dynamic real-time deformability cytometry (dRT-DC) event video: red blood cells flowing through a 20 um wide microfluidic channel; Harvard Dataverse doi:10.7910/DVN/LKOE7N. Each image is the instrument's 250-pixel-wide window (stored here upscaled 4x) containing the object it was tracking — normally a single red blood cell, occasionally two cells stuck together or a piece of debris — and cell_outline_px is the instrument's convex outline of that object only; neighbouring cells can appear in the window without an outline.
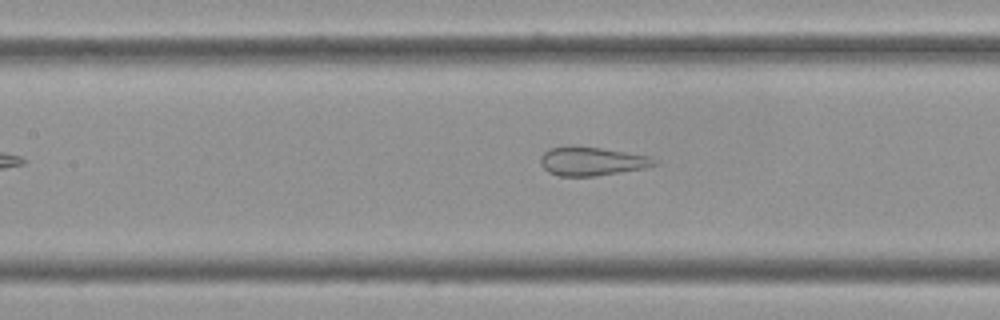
{"species": "Egyptian fruit bat (a non-hibernating species)", "species_latin": "Rousettus aegyptiacus", "temperature_condition": "cold", "stored_images_in_passage": 48, "camera_frame_rate_fps": 3000, "um_per_image_px": 0.085, "frame": {"image": 1, "passage_image": 15, "time_ms": 4.667, "image_size_px": [1000, 320], "cell_outline_px": [[656, 164], [644, 168], [596, 176], [560, 176], [548, 172], [540, 164], [540, 156], [544, 152], [552, 148], [600, 148], [648, 156]], "centroid_in_image_um": [50.26, 13.74], "position_along_channel_um": 157.1, "area_um2": 18.21}}
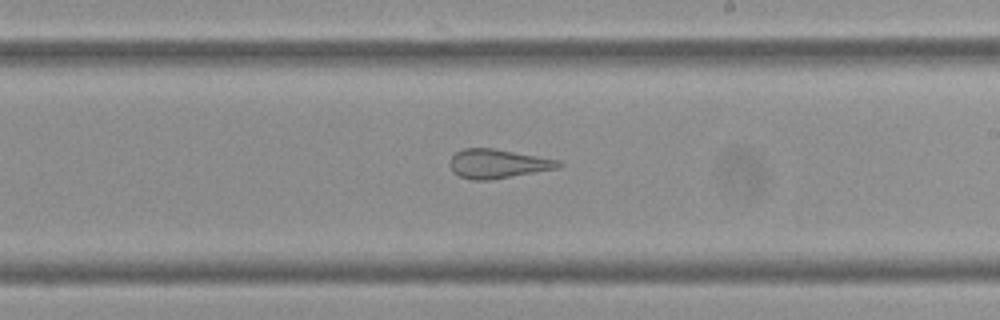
{"frame": {"image": 2, "passage_image": 23, "time_ms": 7.333, "image_size_px": [1000, 320], "cell_outline_px": [[564, 164], [560, 168], [488, 180], [472, 180], [460, 176], [452, 172], [448, 164], [452, 156], [456, 152], [464, 148], [496, 148], [560, 160]], "centroid_in_image_um": [42.32, 13.91], "position_along_channel_um": 246.7, "area_um2": 18.61}}
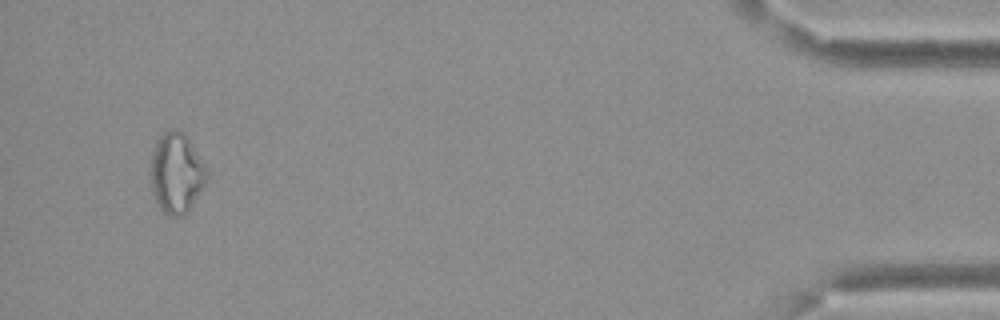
{"frame": {"image": 3, "passage_image": 45, "time_ms": 14.667, "image_size_px": [1000, 320], "cell_outline_px": [[208, 180], [184, 216], [168, 216], [160, 208], [152, 192], [148, 176], [148, 168], [152, 152], [156, 140], [168, 128], [176, 128], [184, 132], [188, 136], [208, 168]], "centroid_in_image_um": [14.98, 14.66], "position_along_channel_um": 420.2, "area_um2": 27.22}, "authors_computed_cell_mechanics": {"area_um2": 21.4727, "velocity_mm_per_s": 3.3687, "shape_relaxation_time_tau1_ms": null, "shape_relaxation_time_tau2_ms": 1.1832, "deformation_change_tau1": null, "deformation_change_tau2": 0.0995}}